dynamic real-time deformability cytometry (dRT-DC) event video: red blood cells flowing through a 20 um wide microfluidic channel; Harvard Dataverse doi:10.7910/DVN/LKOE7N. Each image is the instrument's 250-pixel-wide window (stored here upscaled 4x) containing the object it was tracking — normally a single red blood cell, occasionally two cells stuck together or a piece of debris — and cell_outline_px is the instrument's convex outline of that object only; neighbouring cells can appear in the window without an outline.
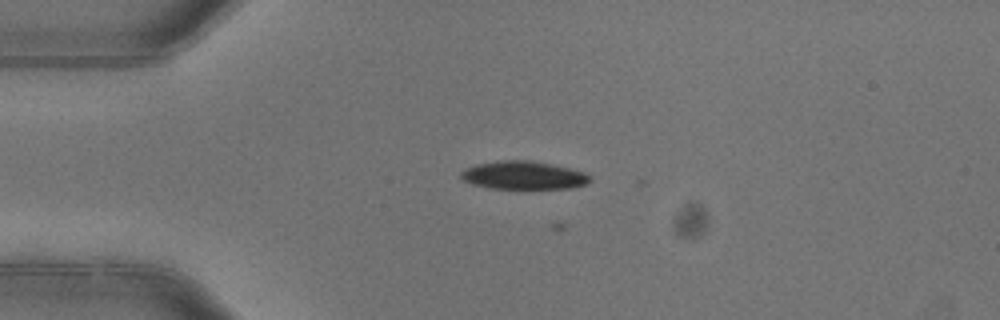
{"species": "common noctule bat (a hibernating species)", "species_latin": "Nyctalus noctula", "temperature_condition": "warm", "stored_images_in_passage": 5, "camera_frame_rate_fps": 3000, "um_per_image_px": 0.085, "animal": {"sex": "female"}, "frame": {"image": 1, "passage_image": 4, "time_ms": 1.0, "image_size_px": [1000, 320], "cell_outline_px": [[592, 180], [588, 184], [568, 188], [488, 188], [472, 184], [464, 180], [460, 176], [460, 172], [464, 168], [476, 164], [500, 160], [532, 160], [552, 164], [584, 172], [592, 176]], "centroid_in_image_um": [44.5, 14.89], "position_along_channel_um": 40.5, "area_um2": 21.27}}